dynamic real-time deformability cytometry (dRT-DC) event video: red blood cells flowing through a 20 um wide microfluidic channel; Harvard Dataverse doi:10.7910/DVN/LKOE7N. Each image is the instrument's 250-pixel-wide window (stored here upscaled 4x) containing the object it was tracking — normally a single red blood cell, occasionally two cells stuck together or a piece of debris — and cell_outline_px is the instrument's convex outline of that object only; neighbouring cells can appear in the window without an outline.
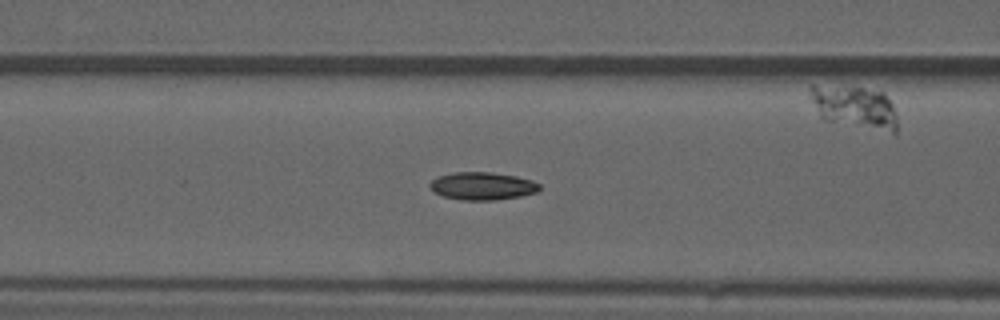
{"species": "common noctule bat (a hibernating species)", "species_latin": "Nyctalus noctula", "temperature_condition": "warm", "stored_images_in_passage": 49, "camera_frame_rate_fps": 3000, "um_per_image_px": 0.085, "animal": {"sex": "male", "forearm_length_mm": 52.5}, "frame": {"image": 1, "passage_image": 15, "time_ms": 4.667, "image_size_px": [1000, 320], "cell_outline_px": [[540, 188], [536, 192], [520, 196], [496, 200], [464, 200], [444, 196], [432, 192], [428, 188], [428, 184], [436, 176], [452, 172], [492, 172], [516, 176], [532, 180], [540, 184]], "centroid_in_image_um": [40.95, 15.8], "position_along_channel_um": 125.6, "area_um2": 17.92}}